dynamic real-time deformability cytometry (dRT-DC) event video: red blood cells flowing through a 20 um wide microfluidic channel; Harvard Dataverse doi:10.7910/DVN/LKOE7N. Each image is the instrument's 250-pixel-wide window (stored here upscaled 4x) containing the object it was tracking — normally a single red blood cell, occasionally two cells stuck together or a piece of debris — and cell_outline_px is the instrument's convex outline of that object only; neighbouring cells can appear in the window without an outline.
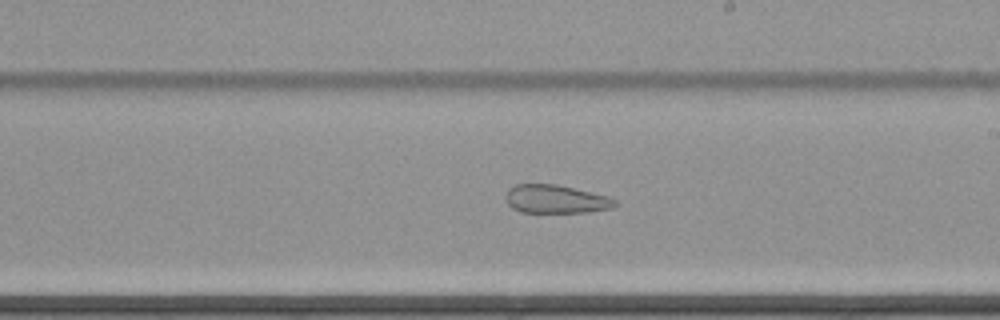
{"species": "common noctule bat (a hibernating species)", "species_latin": "Nyctalus noctula", "temperature_condition": "cold", "stored_images_in_passage": 65, "camera_frame_rate_fps": 3000, "um_per_image_px": 0.085, "animal": {"sex": "female", "body_mass_g": 22.7, "forearm_length_mm": 54.2}, "frame": {"image": 1, "passage_image": 41, "time_ms": 13.333, "image_size_px": [1000, 320], "cell_outline_px": [[620, 204], [612, 208], [588, 212], [520, 212], [512, 208], [508, 204], [504, 196], [508, 188], [516, 184], [556, 184], [608, 196], [616, 200]], "centroid_in_image_um": [47.23, 16.92], "position_along_channel_um": 241.8, "area_um2": 18.21}}
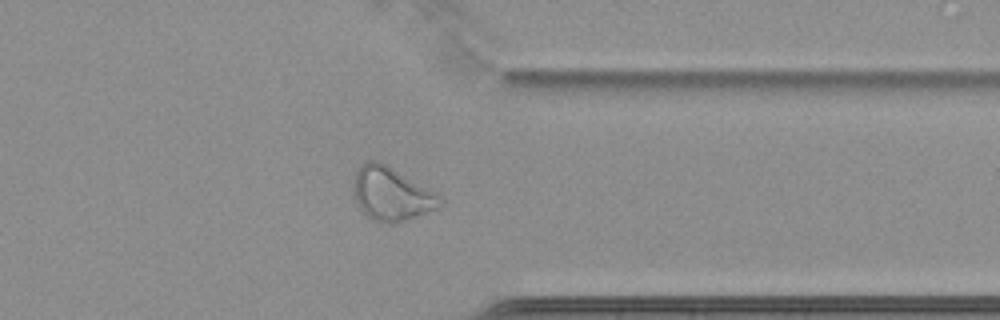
{"frame": {"image": 2, "passage_image": 53, "time_ms": 17.333, "image_size_px": [1000, 320], "cell_outline_px": [[444, 204], [436, 208], [396, 224], [388, 224], [372, 220], [356, 204], [352, 184], [352, 176], [360, 164], [368, 160], [376, 160], [392, 168], [436, 192], [444, 200]], "centroid_in_image_um": [33.23, 16.48], "position_along_channel_um": 378.2, "area_um2": 27.11}, "authors_computed_cell_mechanics": {"area_um2": 29.5936, "velocity_mm_per_s": 3.447, "shape_relaxation_time_tau1_ms": null, "shape_relaxation_time_tau2_ms": 3.0594, "deformation_change_tau1": null, "deformation_change_tau2": 0.1091}}